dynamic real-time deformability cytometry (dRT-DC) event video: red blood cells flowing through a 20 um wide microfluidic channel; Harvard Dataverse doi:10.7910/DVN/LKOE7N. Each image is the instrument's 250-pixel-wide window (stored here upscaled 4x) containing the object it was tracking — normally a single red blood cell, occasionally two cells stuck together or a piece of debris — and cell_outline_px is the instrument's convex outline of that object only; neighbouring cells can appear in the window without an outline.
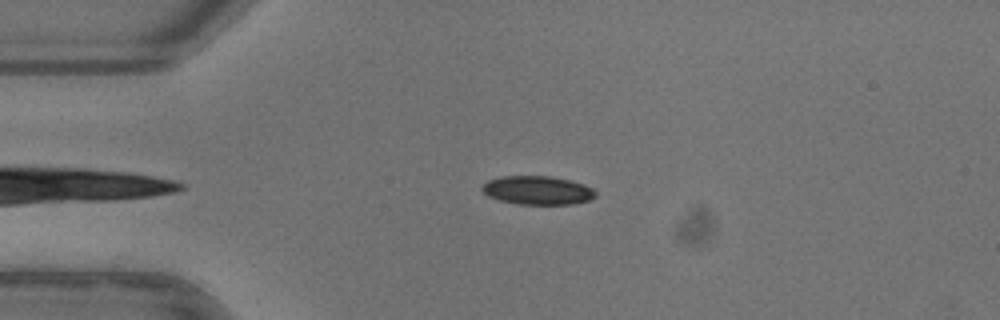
{"species": "common noctule bat (a hibernating species)", "species_latin": "Nyctalus noctula", "temperature_condition": "warm", "stored_images_in_passage": 14, "camera_frame_rate_fps": 3000, "um_per_image_px": 0.085, "animal": {"sex": "female"}, "frame": {"image": 1, "passage_image": 6, "time_ms": 1.667, "image_size_px": [1000, 320], "cell_outline_px": [[596, 196], [588, 200], [572, 204], [520, 204], [500, 200], [488, 196], [480, 188], [488, 180], [500, 176], [548, 176], [568, 180], [584, 184], [592, 188], [596, 192]], "centroid_in_image_um": [45.68, 16.17], "position_along_channel_um": 39.3, "area_um2": 18.79}}
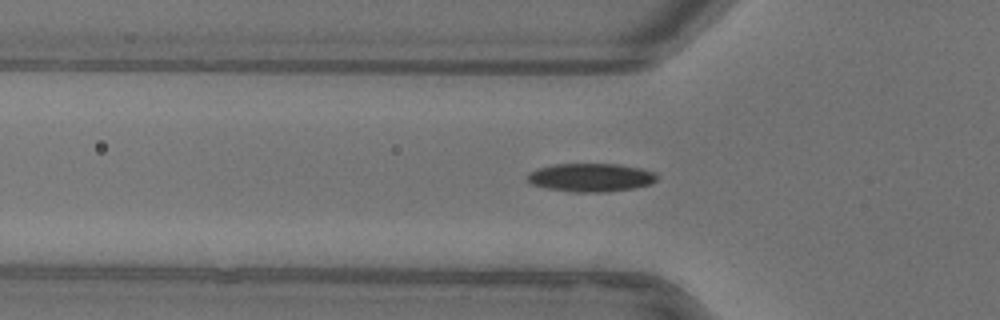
{"frame": {"image": 2, "passage_image": 11, "time_ms": 3.333, "image_size_px": [1000, 320], "cell_outline_px": [[656, 180], [648, 184], [632, 188], [604, 192], [568, 192], [544, 188], [532, 184], [528, 180], [528, 176], [536, 168], [552, 164], [616, 164], [640, 168], [656, 172]], "centroid_in_image_um": [50.18, 15.09], "position_along_channel_um": 75.6, "area_um2": 21.33}}
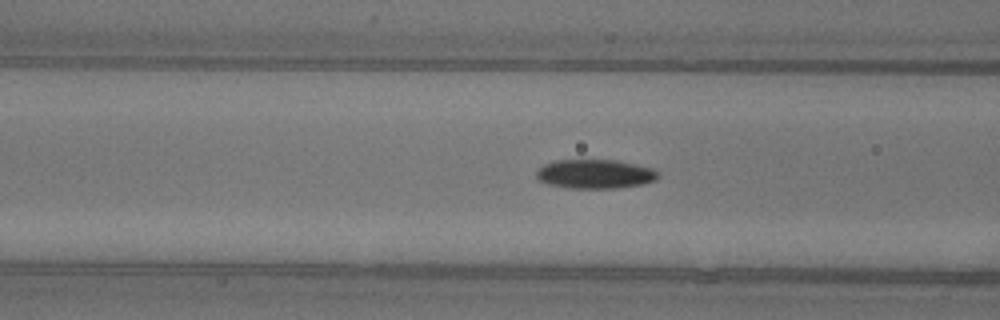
{"frame": {"image": 3, "passage_image": 14, "time_ms": 4.333, "image_size_px": [1000, 320], "cell_outline_px": [[660, 176], [656, 180], [644, 184], [616, 188], [568, 188], [548, 184], [536, 180], [536, 172], [544, 164], [556, 160], [616, 160], [636, 164], [652, 168], [660, 172]], "centroid_in_image_um": [50.6, 14.79], "position_along_channel_um": 116.0, "area_um2": 20.87}}